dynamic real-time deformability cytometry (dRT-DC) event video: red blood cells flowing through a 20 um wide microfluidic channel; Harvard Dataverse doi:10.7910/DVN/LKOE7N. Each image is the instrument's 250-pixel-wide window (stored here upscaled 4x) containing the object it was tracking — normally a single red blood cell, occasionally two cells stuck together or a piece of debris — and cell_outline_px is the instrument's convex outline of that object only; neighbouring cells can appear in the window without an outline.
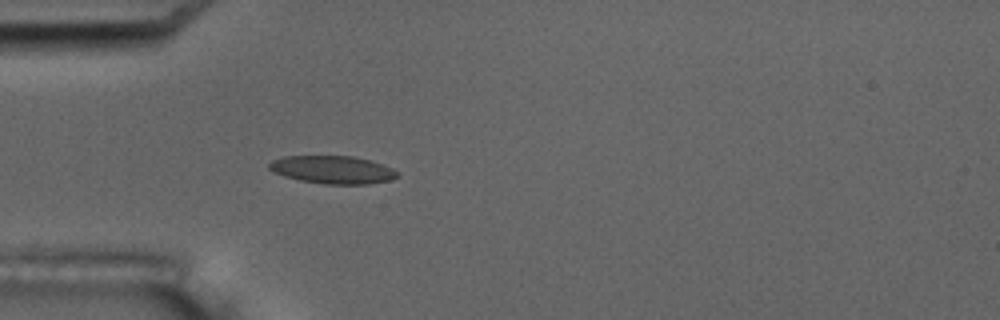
{"species": "common noctule bat (a hibernating species)", "species_latin": "Nyctalus noctula", "temperature_condition": "room temperature", "stored_images_in_passage": 2, "camera_frame_rate_fps": 3000, "um_per_image_px": 0.085, "animal": {"sex": "male", "body_mass_g": 17.5, "forearm_length_mm": 52.3}, "frame": {"image": 1, "passage_image": 2, "time_ms": 1.333, "image_size_px": [1000, 320], "cell_outline_px": [[396, 176], [392, 180], [368, 184], [324, 184], [300, 180], [284, 176], [268, 168], [268, 164], [272, 160], [284, 156], [352, 156], [368, 160], [392, 168], [396, 172]], "centroid_in_image_um": [28.24, 14.43], "position_along_channel_um": 56.8, "area_um2": 20.58}}